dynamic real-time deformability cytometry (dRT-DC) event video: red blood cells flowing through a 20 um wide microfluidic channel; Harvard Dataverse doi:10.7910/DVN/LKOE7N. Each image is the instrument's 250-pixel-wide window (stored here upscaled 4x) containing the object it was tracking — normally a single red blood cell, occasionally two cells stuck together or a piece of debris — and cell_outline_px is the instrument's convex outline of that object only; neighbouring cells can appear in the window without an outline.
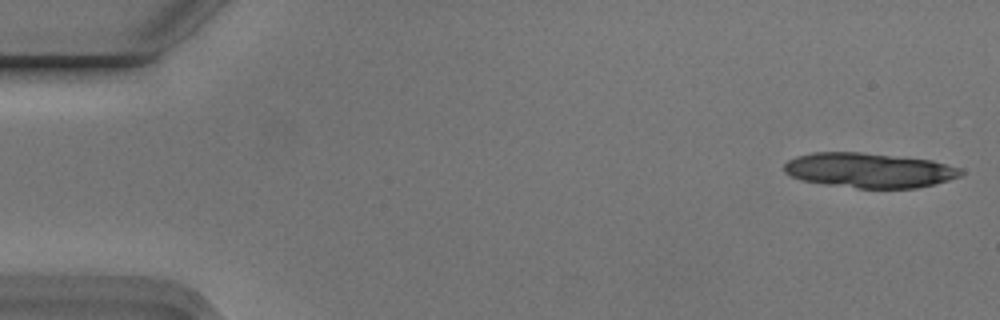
{"species": "Egyptian fruit bat (a non-hibernating species)", "species_latin": "Rousettus aegyptiacus", "temperature_condition": "cold", "stored_images_in_passage": 5, "camera_frame_rate_fps": 3000, "um_per_image_px": 0.085, "animal": {"sex": "male"}, "frame": {"image": 1, "passage_image": 1, "time_ms": 0.0, "image_size_px": [1000, 320], "cell_outline_px": [[964, 172], [960, 176], [948, 180], [916, 188], [856, 188], [824, 184], [800, 180], [784, 172], [784, 164], [788, 160], [796, 156], [812, 152], [860, 152], [932, 160], [960, 168]], "centroid_in_image_um": [73.84, 14.47], "position_along_channel_um": 11.2, "area_um2": 35.84}}
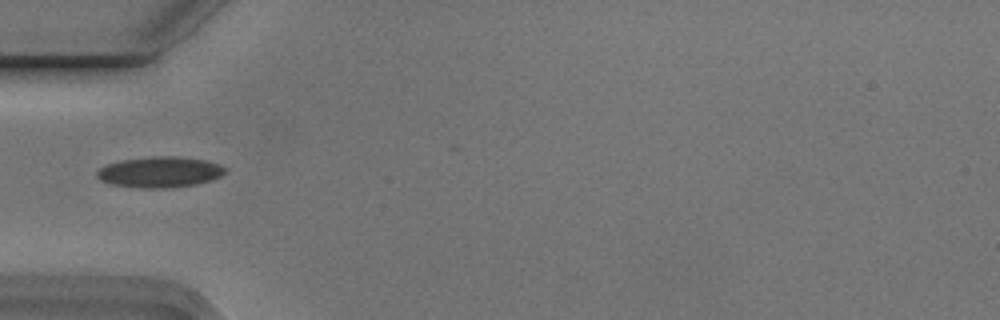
{"frame": {"image": 2, "passage_image": 5, "time_ms": 1.333, "image_size_px": [1000, 320], "cell_outline_px": [[224, 172], [220, 176], [212, 180], [196, 184], [168, 188], [140, 188], [112, 184], [100, 180], [96, 176], [96, 172], [100, 168], [108, 164], [120, 160], [152, 156], [176, 156], [204, 160], [220, 164], [224, 168]], "centroid_in_image_um": [13.56, 14.62], "position_along_channel_um": 71.4, "area_um2": 22.95}}